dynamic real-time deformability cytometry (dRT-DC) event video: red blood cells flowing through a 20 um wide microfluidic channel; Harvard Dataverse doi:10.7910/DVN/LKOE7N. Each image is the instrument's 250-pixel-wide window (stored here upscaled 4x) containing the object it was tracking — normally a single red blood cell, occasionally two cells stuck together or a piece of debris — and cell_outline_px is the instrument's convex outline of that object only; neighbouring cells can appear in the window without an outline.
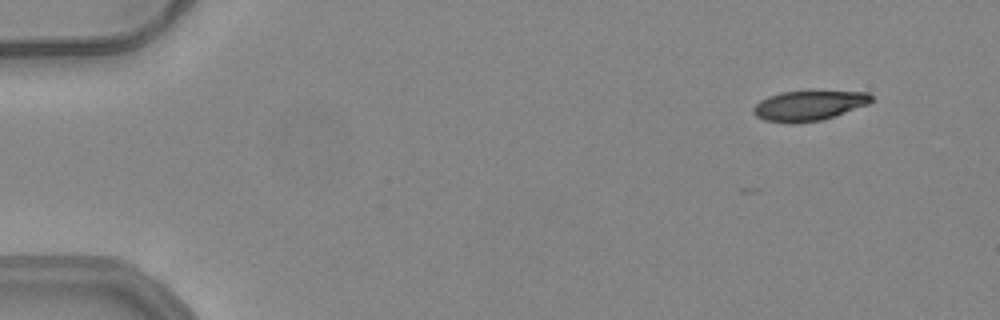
{"species": "common noctule bat (a hibernating species)", "species_latin": "Nyctalus noctula", "temperature_condition": "warm", "stored_images_in_passage": 15, "camera_frame_rate_fps": 3000, "um_per_image_px": 0.085, "animal": {"sex": "female", "body_mass_g": 24.6, "forearm_length_mm": 56.2}, "frame": {"image": 1, "passage_image": 5, "time_ms": 1.333, "image_size_px": [1000, 320], "cell_outline_px": [[872, 100], [868, 104], [820, 120], [792, 124], [764, 120], [756, 116], [752, 112], [752, 108], [760, 100], [768, 96], [780, 92], [808, 88], [868, 92], [872, 96]], "centroid_in_image_um": [68.73, 8.91], "position_along_channel_um": 16.3, "area_um2": 21.5}}